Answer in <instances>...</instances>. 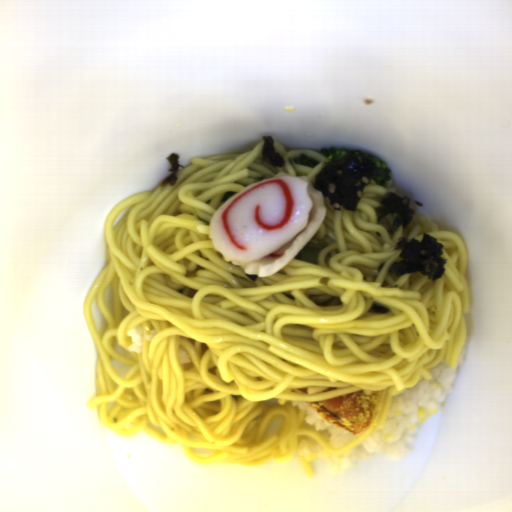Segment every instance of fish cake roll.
I'll return each instance as SVG.
<instances>
[{"mask_svg": "<svg viewBox=\"0 0 512 512\" xmlns=\"http://www.w3.org/2000/svg\"><path fill=\"white\" fill-rule=\"evenodd\" d=\"M326 214L325 195L309 177L280 171L222 204L211 217L208 236L223 260L266 277L304 247Z\"/></svg>", "mask_w": 512, "mask_h": 512, "instance_id": "14b837c1", "label": "fish cake roll"}]
</instances>
